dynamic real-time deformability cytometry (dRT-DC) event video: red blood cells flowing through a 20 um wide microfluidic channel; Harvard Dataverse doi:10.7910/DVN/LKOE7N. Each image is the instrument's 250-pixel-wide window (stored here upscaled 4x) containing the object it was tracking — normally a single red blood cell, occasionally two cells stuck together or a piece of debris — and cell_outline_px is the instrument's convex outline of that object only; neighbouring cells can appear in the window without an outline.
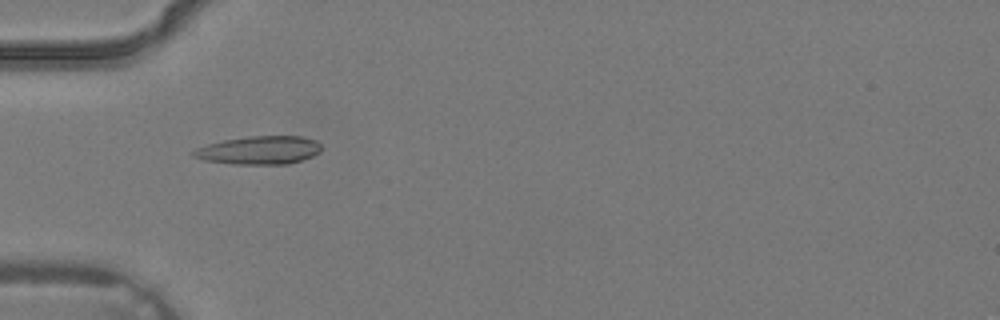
{"species": "common noctule bat (a hibernating species)", "species_latin": "Nyctalus noctula", "temperature_condition": "warm", "stored_images_in_passage": 1, "camera_frame_rate_fps": 3000, "um_per_image_px": 0.085, "animal": {"sex": "male", "body_mass_g": 19.2, "forearm_length_mm": 51.8}, "frame": {"image": 1, "passage_image": 1, "time_ms": 0.0, "image_size_px": [1000, 320], "cell_outline_px": [[320, 152], [312, 156], [288, 164], [236, 164], [204, 160], [192, 156], [188, 152], [196, 148], [208, 144], [224, 140], [248, 136], [304, 136], [316, 140], [320, 144]], "centroid_in_image_um": [22.01, 12.76], "position_along_channel_um": 63.0, "area_um2": 21.1}}